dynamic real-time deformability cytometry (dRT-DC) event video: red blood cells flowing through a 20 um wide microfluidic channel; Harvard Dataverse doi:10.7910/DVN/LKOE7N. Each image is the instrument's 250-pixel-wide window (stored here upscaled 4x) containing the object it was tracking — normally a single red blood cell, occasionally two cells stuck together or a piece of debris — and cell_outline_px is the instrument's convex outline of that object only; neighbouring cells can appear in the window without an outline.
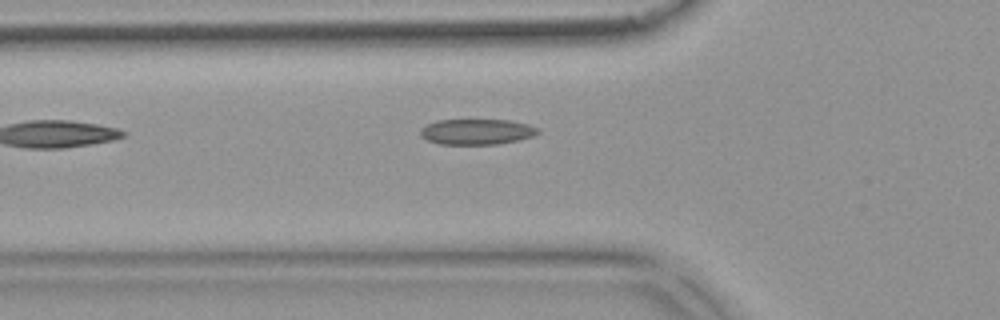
{"species": "common noctule bat (a hibernating species)", "species_latin": "Nyctalus noctula", "temperature_condition": "warm", "stored_images_in_passage": 7, "camera_frame_rate_fps": 3000, "um_per_image_px": 0.085, "animal": {"sex": "female", "body_mass_g": 18.4}, "frame": {"image": 1, "passage_image": 2, "time_ms": 0.333, "image_size_px": [1000, 320], "cell_outline_px": [[540, 132], [532, 136], [500, 144], [440, 144], [428, 140], [420, 136], [420, 128], [436, 120], [508, 120], [528, 124], [540, 128]], "centroid_in_image_um": [40.52, 11.19], "position_along_channel_um": 85.3, "area_um2": 17.51}}